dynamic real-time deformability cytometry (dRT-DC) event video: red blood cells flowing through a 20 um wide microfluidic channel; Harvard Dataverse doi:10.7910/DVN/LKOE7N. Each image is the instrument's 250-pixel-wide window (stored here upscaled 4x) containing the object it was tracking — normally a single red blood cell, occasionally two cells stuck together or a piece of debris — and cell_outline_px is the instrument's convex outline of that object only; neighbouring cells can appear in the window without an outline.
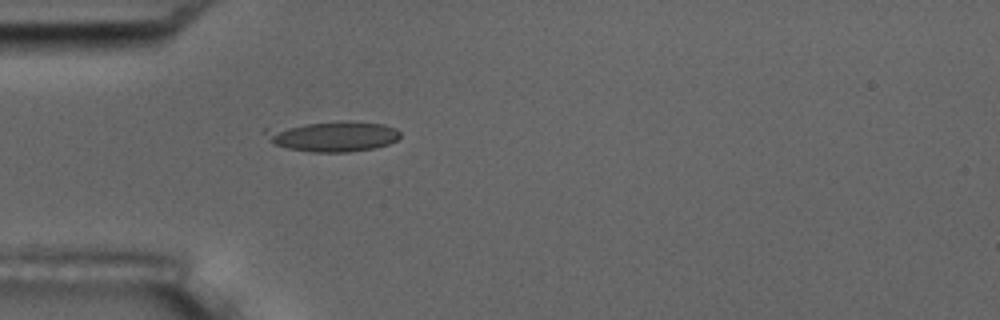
{"species": "common noctule bat (a hibernating species)", "species_latin": "Nyctalus noctula", "temperature_condition": "room temperature", "stored_images_in_passage": 1, "camera_frame_rate_fps": 3000, "um_per_image_px": 0.085, "animal": {"sex": "male", "body_mass_g": 17.5, "forearm_length_mm": 52.3}, "frame": {"image": 1, "passage_image": 1, "time_ms": 0.0, "image_size_px": [1000, 320], "cell_outline_px": [[400, 136], [396, 140], [388, 144], [376, 148], [348, 152], [312, 152], [288, 148], [276, 144], [264, 132], [264, 128], [344, 120], [348, 120], [384, 124], [396, 128], [400, 132]], "centroid_in_image_um": [28.36, 11.57], "position_along_channel_um": 56.6, "area_um2": 23.81}}